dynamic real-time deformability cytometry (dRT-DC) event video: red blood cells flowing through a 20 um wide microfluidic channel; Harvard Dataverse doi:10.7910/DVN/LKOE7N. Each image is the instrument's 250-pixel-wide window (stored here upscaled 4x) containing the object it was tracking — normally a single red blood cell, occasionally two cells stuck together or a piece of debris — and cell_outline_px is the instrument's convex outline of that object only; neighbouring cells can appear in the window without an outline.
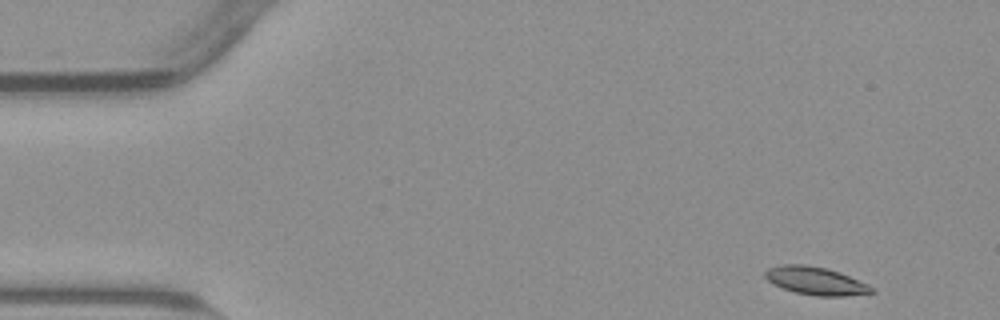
{"species": "common noctule bat (a hibernating species)", "species_latin": "Nyctalus noctula", "temperature_condition": "warm", "stored_images_in_passage": 51, "camera_frame_rate_fps": 3000, "um_per_image_px": 0.085, "animal": {"sex": "male", "body_mass_g": 23.1, "forearm_length_mm": 52.7}, "frame": {"image": 1, "passage_image": 1, "time_ms": 0.0, "image_size_px": [1000, 320], "cell_outline_px": [[876, 292], [844, 296], [816, 296], [796, 292], [772, 284], [764, 276], [764, 272], [768, 268], [784, 264], [804, 264], [828, 268], [840, 272], [868, 284]], "centroid_in_image_um": [69.32, 23.86], "position_along_channel_um": 15.7, "area_um2": 17.34}}
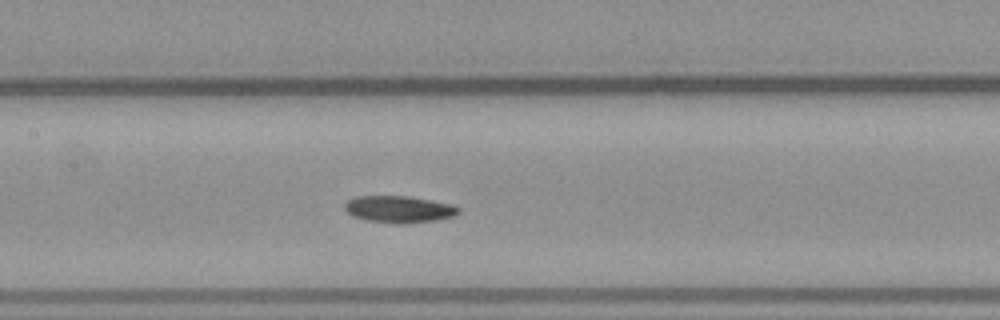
{"frame": {"image": 2, "passage_image": 22, "time_ms": 7.0, "image_size_px": [1000, 320], "cell_outline_px": [[460, 212], [456, 216], [436, 220], [404, 224], [396, 224], [364, 220], [352, 216], [344, 208], [344, 204], [352, 196], [408, 196], [452, 204], [460, 208]], "centroid_in_image_um": [33.91, 17.79], "position_along_channel_um": 173.5, "area_um2": 18.09}}
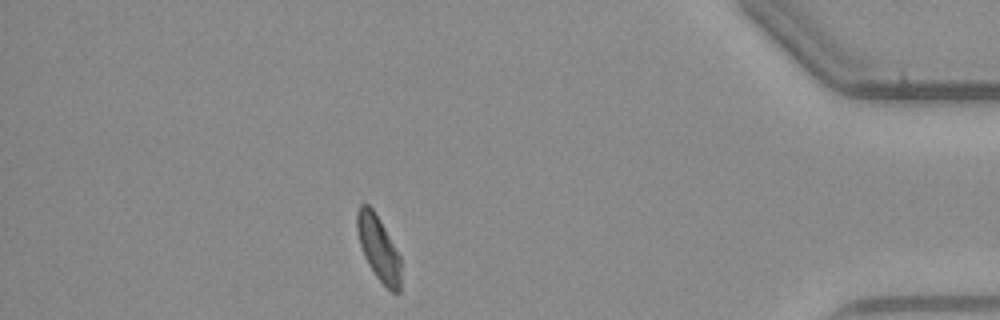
{"frame": {"image": 3, "passage_image": 44, "time_ms": 14.333, "image_size_px": [1000, 320], "cell_outline_px": [[400, 292], [392, 292], [376, 276], [368, 264], [364, 256], [360, 244], [356, 228], [356, 212], [360, 204], [368, 204], [372, 208], [380, 220], [400, 256]], "centroid_in_image_um": [32.15, 21.07], "position_along_channel_um": 403.0, "area_um2": 16.36}, "authors_computed_cell_mechanics": {"area_um2": 17.5134, "velocity_mm_per_s": 3.798, "shape_relaxation_time_tau1_ms": 7.1956, "shape_relaxation_time_tau2_ms": null, "deformation_change_tau1": 0.174, "deformation_change_tau2": null}}